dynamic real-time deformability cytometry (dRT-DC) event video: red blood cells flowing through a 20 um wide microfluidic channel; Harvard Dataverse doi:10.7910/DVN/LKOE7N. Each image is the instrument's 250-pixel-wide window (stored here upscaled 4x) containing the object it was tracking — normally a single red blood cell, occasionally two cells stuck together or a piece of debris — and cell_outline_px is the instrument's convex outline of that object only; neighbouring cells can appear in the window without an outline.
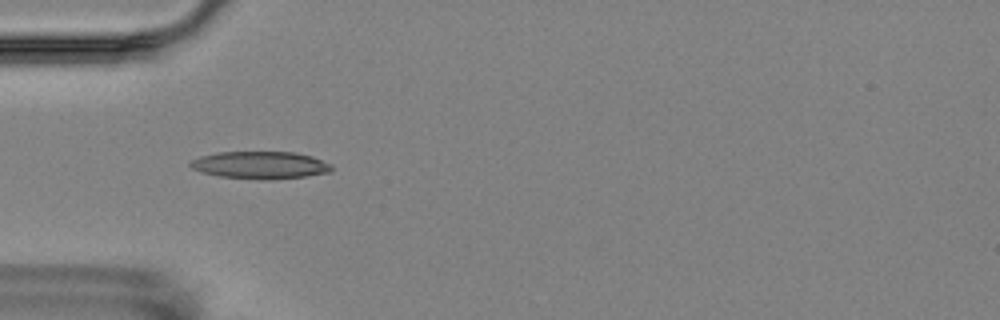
{"species": "Egyptian fruit bat (a non-hibernating species)", "species_latin": "Rousettus aegyptiacus", "temperature_condition": "room temperature", "stored_images_in_passage": 5, "camera_frame_rate_fps": 3000, "um_per_image_px": 0.085, "animal": {"sex": "female"}, "frame": {"image": 1, "passage_image": 4, "time_ms": 4.333, "image_size_px": [1000, 320], "cell_outline_px": [[332, 168], [328, 172], [304, 176], [268, 180], [220, 176], [204, 172], [192, 168], [188, 164], [192, 160], [200, 156], [216, 152], [296, 152], [312, 156], [332, 164]], "centroid_in_image_um": [22.13, 14.02], "position_along_channel_um": 62.9, "area_um2": 22.37}}